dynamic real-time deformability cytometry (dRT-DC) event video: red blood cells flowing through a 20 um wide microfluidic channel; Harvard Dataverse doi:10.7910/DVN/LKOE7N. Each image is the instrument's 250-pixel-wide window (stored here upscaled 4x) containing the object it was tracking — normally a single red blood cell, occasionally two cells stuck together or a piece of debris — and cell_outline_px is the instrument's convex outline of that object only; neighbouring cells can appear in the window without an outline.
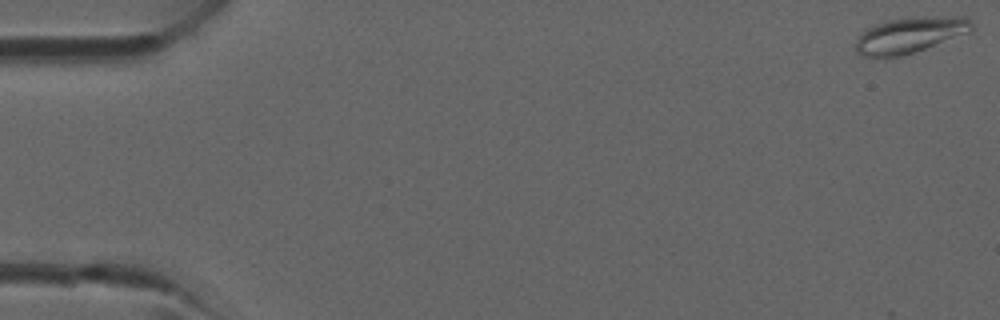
{"species": "common noctule bat (a hibernating species)", "species_latin": "Nyctalus noctula", "temperature_condition": "room temperature", "stored_images_in_passage": 5, "camera_frame_rate_fps": 3000, "um_per_image_px": 0.085, "animal": {"sex": "male", "forearm_length_mm": 52.5}, "frame": {"image": 1, "passage_image": 1, "time_ms": 0.0, "image_size_px": [1000, 320], "cell_outline_px": [[972, 32], [900, 56], [860, 56], [856, 52], [856, 40], [864, 28], [888, 20], [912, 16], [964, 16], [972, 20]], "centroid_in_image_um": [77.35, 2.94], "position_along_channel_um": 7.6, "area_um2": 24.33}}